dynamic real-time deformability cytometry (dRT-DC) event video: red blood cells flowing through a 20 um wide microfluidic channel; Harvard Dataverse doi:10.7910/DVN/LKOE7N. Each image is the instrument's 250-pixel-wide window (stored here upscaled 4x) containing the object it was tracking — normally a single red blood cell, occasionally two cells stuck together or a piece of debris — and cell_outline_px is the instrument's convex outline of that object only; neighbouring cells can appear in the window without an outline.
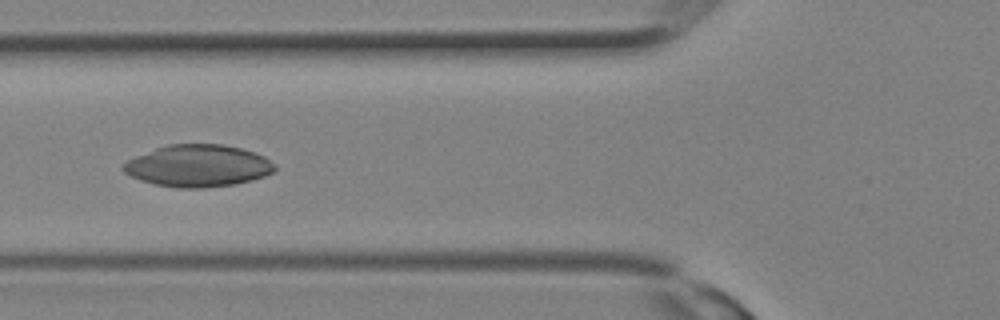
{"species": "Egyptian fruit bat (a non-hibernating species)", "species_latin": "Rousettus aegyptiacus", "temperature_condition": "room temperature", "stored_images_in_passage": 23, "camera_frame_rate_fps": 3000, "um_per_image_px": 0.085, "animal": {"sex": "female"}, "frame": {"image": 1, "passage_image": 4, "time_ms": 1.0, "image_size_px": [1000, 320], "cell_outline_px": [[276, 168], [272, 172], [264, 176], [252, 180], [236, 184], [204, 188], [176, 188], [156, 184], [140, 180], [124, 172], [120, 168], [128, 160], [136, 156], [156, 148], [168, 144], [224, 144], [256, 152], [264, 156], [276, 164]], "centroid_in_image_um": [16.86, 14.09], "position_along_channel_um": 108.9, "area_um2": 37.17}}
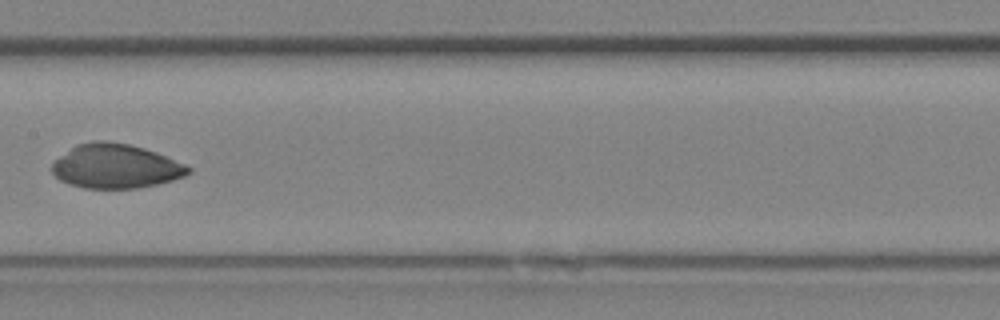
{"frame": {"image": 2, "passage_image": 8, "time_ms": 2.333, "image_size_px": [1000, 320], "cell_outline_px": [[192, 172], [184, 176], [172, 180], [156, 184], [136, 188], [84, 188], [60, 180], [52, 172], [52, 164], [60, 156], [76, 144], [92, 140], [104, 140], [128, 144], [144, 148], [156, 152], [184, 164], [192, 168]], "centroid_in_image_um": [9.83, 14.12], "position_along_channel_um": 197.6, "area_um2": 34.91}}
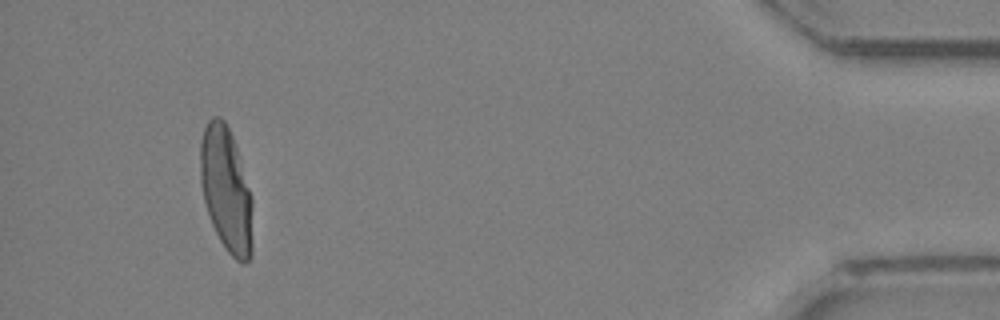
{"frame": {"image": 3, "passage_image": 21, "time_ms": 6.667, "image_size_px": [1000, 320], "cell_outline_px": [[252, 252], [248, 260], [244, 264], [240, 264], [228, 252], [220, 240], [212, 224], [204, 200], [200, 184], [200, 140], [204, 128], [208, 120], [212, 116], [220, 116], [224, 120], [232, 136], [252, 196]], "centroid_in_image_um": [19.22, 16.12], "position_along_channel_um": 416.0, "area_um2": 38.03}}